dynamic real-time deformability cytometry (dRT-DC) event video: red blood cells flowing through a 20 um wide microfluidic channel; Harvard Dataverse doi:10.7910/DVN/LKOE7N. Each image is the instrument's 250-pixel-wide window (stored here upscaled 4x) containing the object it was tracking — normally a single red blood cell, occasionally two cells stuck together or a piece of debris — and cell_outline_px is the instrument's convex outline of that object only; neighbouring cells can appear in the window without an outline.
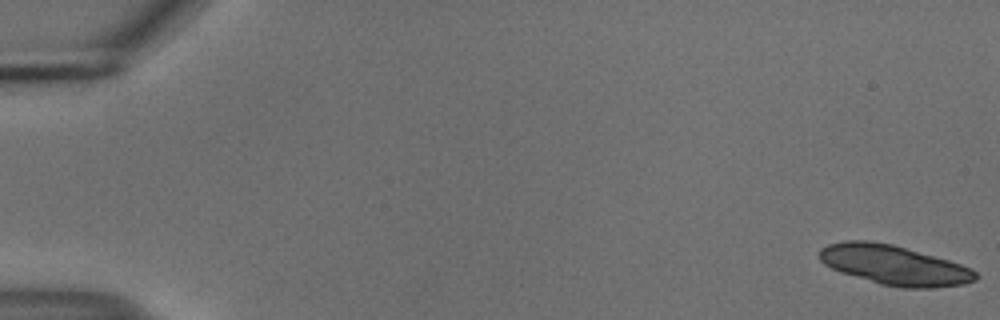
{"species": "common noctule bat (a hibernating species)", "species_latin": "Nyctalus noctula", "temperature_condition": "cold", "stored_images_in_passage": 16, "camera_frame_rate_fps": 3000, "um_per_image_px": 0.085, "animal": {"sex": "male", "body_mass_g": 18.8}, "frame": {"image": 1, "passage_image": 1, "time_ms": 0.0, "image_size_px": [1000, 320], "cell_outline_px": [[976, 280], [964, 284], [932, 288], [900, 288], [880, 284], [840, 272], [824, 264], [820, 260], [820, 248], [828, 244], [844, 240], [868, 240], [892, 244], [948, 260], [972, 268], [976, 272]], "centroid_in_image_um": [75.99, 22.53], "position_along_channel_um": 9.0, "area_um2": 36.07}}